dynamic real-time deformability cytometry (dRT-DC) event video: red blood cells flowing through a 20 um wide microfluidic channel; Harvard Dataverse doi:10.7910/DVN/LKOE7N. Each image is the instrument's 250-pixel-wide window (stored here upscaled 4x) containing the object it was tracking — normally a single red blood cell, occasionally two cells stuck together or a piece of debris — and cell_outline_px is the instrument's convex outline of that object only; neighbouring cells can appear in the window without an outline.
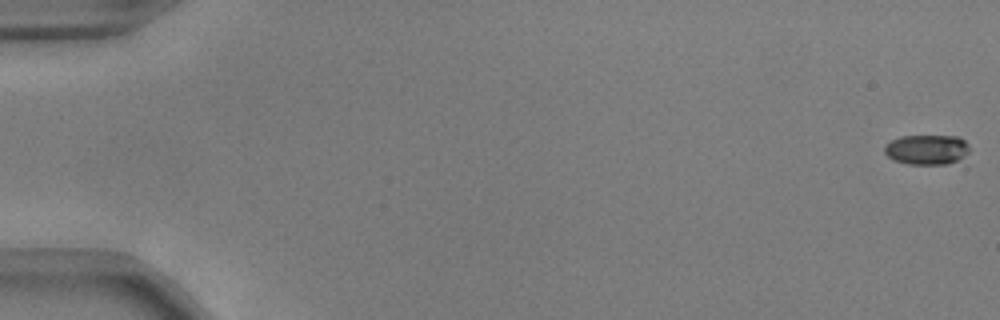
{"species": "common noctule bat (a hibernating species)", "species_latin": "Nyctalus noctula", "temperature_condition": "warm", "stored_images_in_passage": 55, "camera_frame_rate_fps": 3000, "um_per_image_px": 0.085, "animal": {"sex": "male", "body_mass_g": 17.9, "forearm_length_mm": 54.2}, "frame": {"image": 1, "passage_image": 1, "time_ms": 0.0, "image_size_px": [1000, 320], "cell_outline_px": [[968, 152], [964, 156], [948, 164], [908, 164], [892, 160], [884, 152], [884, 144], [900, 136], [960, 136], [968, 144]], "centroid_in_image_um": [78.74, 12.71], "position_along_channel_um": 6.3, "area_um2": 14.85}}
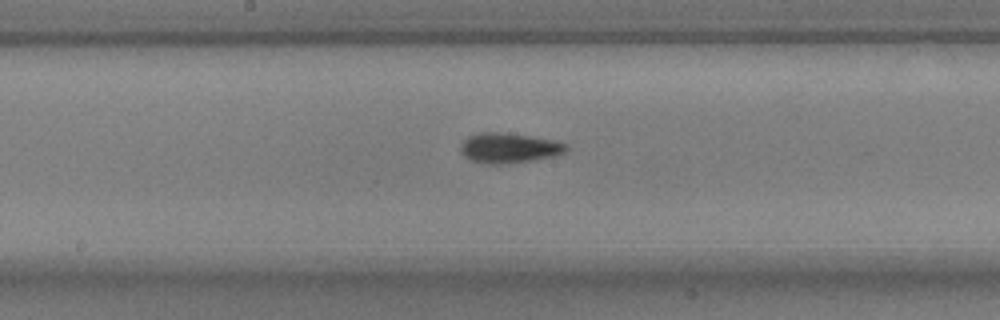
{"frame": {"image": 2, "passage_image": 30, "time_ms": 9.667, "image_size_px": [1000, 320], "cell_outline_px": [[568, 148], [564, 152], [552, 156], [532, 160], [500, 164], [488, 164], [472, 160], [464, 156], [460, 152], [460, 144], [468, 136], [480, 132], [504, 132], [556, 140], [568, 144]], "centroid_in_image_um": [43.24, 12.56], "position_along_channel_um": 205.0, "area_um2": 18.5}}
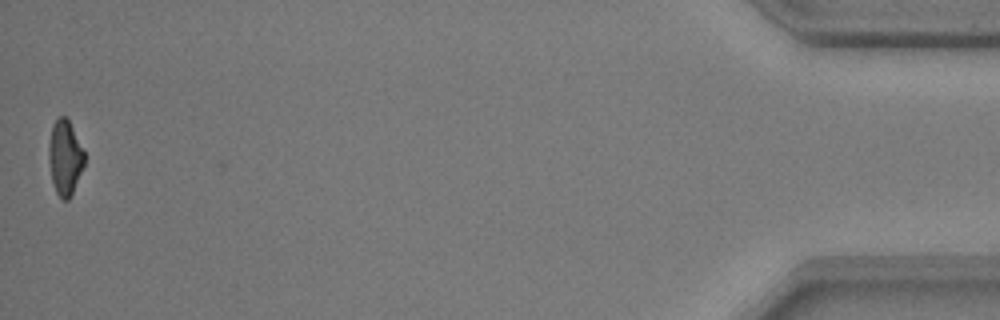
{"frame": {"image": 3, "passage_image": 55, "time_ms": 18.0, "image_size_px": [1000, 320], "cell_outline_px": [[84, 164], [72, 192], [68, 200], [64, 200], [56, 192], [52, 180], [48, 160], [48, 144], [52, 124], [56, 116], [64, 116], [68, 120], [84, 152]], "centroid_in_image_um": [5.48, 13.35], "position_along_channel_um": 429.7, "area_um2": 15.32}, "authors_computed_cell_mechanics": {"area_um2": 16.6464, "velocity_mm_per_s": 3.748, "shape_relaxation_time_tau1_ms": 2.8604, "shape_relaxation_time_tau2_ms": 3.7321, "deformation_change_tau1": 0.1393, "deformation_change_tau2": 0.1056}}